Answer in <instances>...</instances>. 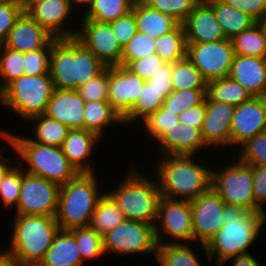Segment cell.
Instances as JSON below:
<instances>
[{"label":"cell","instance_id":"7a4b0ae2","mask_svg":"<svg viewBox=\"0 0 266 266\" xmlns=\"http://www.w3.org/2000/svg\"><path fill=\"white\" fill-rule=\"evenodd\" d=\"M106 67L75 37L55 39L51 44L49 73L55 89L77 90Z\"/></svg>","mask_w":266,"mask_h":266},{"label":"cell","instance_id":"cb8c5ba5","mask_svg":"<svg viewBox=\"0 0 266 266\" xmlns=\"http://www.w3.org/2000/svg\"><path fill=\"white\" fill-rule=\"evenodd\" d=\"M228 77L253 97H266V58L235 55Z\"/></svg>","mask_w":266,"mask_h":266},{"label":"cell","instance_id":"bcb514c9","mask_svg":"<svg viewBox=\"0 0 266 266\" xmlns=\"http://www.w3.org/2000/svg\"><path fill=\"white\" fill-rule=\"evenodd\" d=\"M177 123H179L178 115L161 107L142 121V127L143 132L154 141L167 129L177 126Z\"/></svg>","mask_w":266,"mask_h":266},{"label":"cell","instance_id":"6125c7cd","mask_svg":"<svg viewBox=\"0 0 266 266\" xmlns=\"http://www.w3.org/2000/svg\"><path fill=\"white\" fill-rule=\"evenodd\" d=\"M47 0H22V5H35L38 3H43Z\"/></svg>","mask_w":266,"mask_h":266},{"label":"cell","instance_id":"681fc988","mask_svg":"<svg viewBox=\"0 0 266 266\" xmlns=\"http://www.w3.org/2000/svg\"><path fill=\"white\" fill-rule=\"evenodd\" d=\"M24 12L22 4L0 1V45H3L17 19Z\"/></svg>","mask_w":266,"mask_h":266},{"label":"cell","instance_id":"7c38bea8","mask_svg":"<svg viewBox=\"0 0 266 266\" xmlns=\"http://www.w3.org/2000/svg\"><path fill=\"white\" fill-rule=\"evenodd\" d=\"M60 185L24 171L14 215L56 217Z\"/></svg>","mask_w":266,"mask_h":266},{"label":"cell","instance_id":"9f6ffc18","mask_svg":"<svg viewBox=\"0 0 266 266\" xmlns=\"http://www.w3.org/2000/svg\"><path fill=\"white\" fill-rule=\"evenodd\" d=\"M206 113V99L199 105H194L184 110L178 115L180 123L192 126L194 128H202L204 117Z\"/></svg>","mask_w":266,"mask_h":266},{"label":"cell","instance_id":"f5cc1de1","mask_svg":"<svg viewBox=\"0 0 266 266\" xmlns=\"http://www.w3.org/2000/svg\"><path fill=\"white\" fill-rule=\"evenodd\" d=\"M172 63H165L146 80L153 89L166 99L174 90L172 87Z\"/></svg>","mask_w":266,"mask_h":266},{"label":"cell","instance_id":"4dcf8cb0","mask_svg":"<svg viewBox=\"0 0 266 266\" xmlns=\"http://www.w3.org/2000/svg\"><path fill=\"white\" fill-rule=\"evenodd\" d=\"M206 96L211 101L227 103L234 107L253 97L241 84L229 77L209 81Z\"/></svg>","mask_w":266,"mask_h":266},{"label":"cell","instance_id":"5bb4252c","mask_svg":"<svg viewBox=\"0 0 266 266\" xmlns=\"http://www.w3.org/2000/svg\"><path fill=\"white\" fill-rule=\"evenodd\" d=\"M234 57L235 53L230 39L187 43V58L208 82L228 77Z\"/></svg>","mask_w":266,"mask_h":266},{"label":"cell","instance_id":"3957f363","mask_svg":"<svg viewBox=\"0 0 266 266\" xmlns=\"http://www.w3.org/2000/svg\"><path fill=\"white\" fill-rule=\"evenodd\" d=\"M264 225L266 226L265 213L231 209L221 229L206 245L201 244L207 262L214 264L212 258L215 257L213 266H220L231 257L250 253L251 245L256 244V240L262 235Z\"/></svg>","mask_w":266,"mask_h":266},{"label":"cell","instance_id":"ac0fdd59","mask_svg":"<svg viewBox=\"0 0 266 266\" xmlns=\"http://www.w3.org/2000/svg\"><path fill=\"white\" fill-rule=\"evenodd\" d=\"M263 132H266V97H252L235 108L230 127L232 148H239Z\"/></svg>","mask_w":266,"mask_h":266},{"label":"cell","instance_id":"7dc6e473","mask_svg":"<svg viewBox=\"0 0 266 266\" xmlns=\"http://www.w3.org/2000/svg\"><path fill=\"white\" fill-rule=\"evenodd\" d=\"M77 91L85 102L108 101V66Z\"/></svg>","mask_w":266,"mask_h":266},{"label":"cell","instance_id":"ba28073f","mask_svg":"<svg viewBox=\"0 0 266 266\" xmlns=\"http://www.w3.org/2000/svg\"><path fill=\"white\" fill-rule=\"evenodd\" d=\"M54 90L50 74H23L0 92V105L26 122L31 117L44 114Z\"/></svg>","mask_w":266,"mask_h":266},{"label":"cell","instance_id":"8992f818","mask_svg":"<svg viewBox=\"0 0 266 266\" xmlns=\"http://www.w3.org/2000/svg\"><path fill=\"white\" fill-rule=\"evenodd\" d=\"M12 222L10 245L4 249L20 266H38L60 230L56 217L15 215Z\"/></svg>","mask_w":266,"mask_h":266},{"label":"cell","instance_id":"8d00e7d4","mask_svg":"<svg viewBox=\"0 0 266 266\" xmlns=\"http://www.w3.org/2000/svg\"><path fill=\"white\" fill-rule=\"evenodd\" d=\"M173 90L207 89L208 81L187 58V56L172 64Z\"/></svg>","mask_w":266,"mask_h":266},{"label":"cell","instance_id":"836d02e7","mask_svg":"<svg viewBox=\"0 0 266 266\" xmlns=\"http://www.w3.org/2000/svg\"><path fill=\"white\" fill-rule=\"evenodd\" d=\"M125 217L114 201L104 192L98 201L89 223V227L103 236L125 221Z\"/></svg>","mask_w":266,"mask_h":266},{"label":"cell","instance_id":"91938a15","mask_svg":"<svg viewBox=\"0 0 266 266\" xmlns=\"http://www.w3.org/2000/svg\"><path fill=\"white\" fill-rule=\"evenodd\" d=\"M0 266H20L18 261L6 250L0 252Z\"/></svg>","mask_w":266,"mask_h":266},{"label":"cell","instance_id":"603a6c76","mask_svg":"<svg viewBox=\"0 0 266 266\" xmlns=\"http://www.w3.org/2000/svg\"><path fill=\"white\" fill-rule=\"evenodd\" d=\"M84 99L77 90L55 89L44 115L53 118L69 129H84Z\"/></svg>","mask_w":266,"mask_h":266},{"label":"cell","instance_id":"277c9868","mask_svg":"<svg viewBox=\"0 0 266 266\" xmlns=\"http://www.w3.org/2000/svg\"><path fill=\"white\" fill-rule=\"evenodd\" d=\"M0 135L2 140L16 151L17 162L23 171L29 174L40 176L60 186L79 174L63 154L61 147L35 143L28 136L15 135L7 129H0Z\"/></svg>","mask_w":266,"mask_h":266},{"label":"cell","instance_id":"f1b7e54d","mask_svg":"<svg viewBox=\"0 0 266 266\" xmlns=\"http://www.w3.org/2000/svg\"><path fill=\"white\" fill-rule=\"evenodd\" d=\"M84 129L104 137V132L114 124L124 125L121 116L113 109L109 101L85 102L83 109Z\"/></svg>","mask_w":266,"mask_h":266},{"label":"cell","instance_id":"f907efd6","mask_svg":"<svg viewBox=\"0 0 266 266\" xmlns=\"http://www.w3.org/2000/svg\"><path fill=\"white\" fill-rule=\"evenodd\" d=\"M115 38L123 48L137 33L135 13L130 11L127 15L119 17L109 23Z\"/></svg>","mask_w":266,"mask_h":266},{"label":"cell","instance_id":"d6986e66","mask_svg":"<svg viewBox=\"0 0 266 266\" xmlns=\"http://www.w3.org/2000/svg\"><path fill=\"white\" fill-rule=\"evenodd\" d=\"M206 113L201 128L206 145L216 149L231 147L230 127L235 108L227 103L211 101L206 96ZM224 147V148H223Z\"/></svg>","mask_w":266,"mask_h":266},{"label":"cell","instance_id":"74e56055","mask_svg":"<svg viewBox=\"0 0 266 266\" xmlns=\"http://www.w3.org/2000/svg\"><path fill=\"white\" fill-rule=\"evenodd\" d=\"M162 93L157 92L151 85L145 81L137 102L133 105L132 110L123 118L124 124H131L134 121L142 122L150 114L156 112L162 107L164 102Z\"/></svg>","mask_w":266,"mask_h":266},{"label":"cell","instance_id":"c3c4849f","mask_svg":"<svg viewBox=\"0 0 266 266\" xmlns=\"http://www.w3.org/2000/svg\"><path fill=\"white\" fill-rule=\"evenodd\" d=\"M51 49H38L24 53V74L36 76L49 73Z\"/></svg>","mask_w":266,"mask_h":266},{"label":"cell","instance_id":"6da1fadb","mask_svg":"<svg viewBox=\"0 0 266 266\" xmlns=\"http://www.w3.org/2000/svg\"><path fill=\"white\" fill-rule=\"evenodd\" d=\"M161 156L154 170L161 196L192 201L211 188L213 166L199 163L196 155Z\"/></svg>","mask_w":266,"mask_h":266},{"label":"cell","instance_id":"2e32d148","mask_svg":"<svg viewBox=\"0 0 266 266\" xmlns=\"http://www.w3.org/2000/svg\"><path fill=\"white\" fill-rule=\"evenodd\" d=\"M22 7L24 12L56 39L76 36L78 30L75 28L76 24H67L73 12H76L73 11L75 9L70 0H47L35 5H22Z\"/></svg>","mask_w":266,"mask_h":266},{"label":"cell","instance_id":"7402d4cb","mask_svg":"<svg viewBox=\"0 0 266 266\" xmlns=\"http://www.w3.org/2000/svg\"><path fill=\"white\" fill-rule=\"evenodd\" d=\"M187 43L215 42L226 39L213 8L201 0L183 23Z\"/></svg>","mask_w":266,"mask_h":266},{"label":"cell","instance_id":"ab89813d","mask_svg":"<svg viewBox=\"0 0 266 266\" xmlns=\"http://www.w3.org/2000/svg\"><path fill=\"white\" fill-rule=\"evenodd\" d=\"M75 237L79 246L82 261L86 263V259H94L105 255L103 249V236L98 234L92 228L75 227L69 230Z\"/></svg>","mask_w":266,"mask_h":266},{"label":"cell","instance_id":"11a10c76","mask_svg":"<svg viewBox=\"0 0 266 266\" xmlns=\"http://www.w3.org/2000/svg\"><path fill=\"white\" fill-rule=\"evenodd\" d=\"M252 190L255 204L266 214V165L253 166Z\"/></svg>","mask_w":266,"mask_h":266},{"label":"cell","instance_id":"b9f144b4","mask_svg":"<svg viewBox=\"0 0 266 266\" xmlns=\"http://www.w3.org/2000/svg\"><path fill=\"white\" fill-rule=\"evenodd\" d=\"M24 171L17 162L5 175L0 184V200L6 209L17 208ZM8 207V208H7Z\"/></svg>","mask_w":266,"mask_h":266},{"label":"cell","instance_id":"ee69618b","mask_svg":"<svg viewBox=\"0 0 266 266\" xmlns=\"http://www.w3.org/2000/svg\"><path fill=\"white\" fill-rule=\"evenodd\" d=\"M201 0H149L146 4L183 24Z\"/></svg>","mask_w":266,"mask_h":266},{"label":"cell","instance_id":"e0dca14e","mask_svg":"<svg viewBox=\"0 0 266 266\" xmlns=\"http://www.w3.org/2000/svg\"><path fill=\"white\" fill-rule=\"evenodd\" d=\"M144 83L125 65L108 66V101L122 119L137 102Z\"/></svg>","mask_w":266,"mask_h":266},{"label":"cell","instance_id":"7bdbcfd3","mask_svg":"<svg viewBox=\"0 0 266 266\" xmlns=\"http://www.w3.org/2000/svg\"><path fill=\"white\" fill-rule=\"evenodd\" d=\"M156 38L137 32L123 47L121 65H127L131 60L143 58L156 52Z\"/></svg>","mask_w":266,"mask_h":266},{"label":"cell","instance_id":"6f0895ef","mask_svg":"<svg viewBox=\"0 0 266 266\" xmlns=\"http://www.w3.org/2000/svg\"><path fill=\"white\" fill-rule=\"evenodd\" d=\"M226 262L231 263V266H264V264L253 257L251 253L231 257L225 260L220 266H224Z\"/></svg>","mask_w":266,"mask_h":266},{"label":"cell","instance_id":"f35d334b","mask_svg":"<svg viewBox=\"0 0 266 266\" xmlns=\"http://www.w3.org/2000/svg\"><path fill=\"white\" fill-rule=\"evenodd\" d=\"M24 74V53L0 45V92Z\"/></svg>","mask_w":266,"mask_h":266},{"label":"cell","instance_id":"e575fe53","mask_svg":"<svg viewBox=\"0 0 266 266\" xmlns=\"http://www.w3.org/2000/svg\"><path fill=\"white\" fill-rule=\"evenodd\" d=\"M156 54L166 63H174L187 56V41L183 24L174 31L156 38Z\"/></svg>","mask_w":266,"mask_h":266},{"label":"cell","instance_id":"5b68a950","mask_svg":"<svg viewBox=\"0 0 266 266\" xmlns=\"http://www.w3.org/2000/svg\"><path fill=\"white\" fill-rule=\"evenodd\" d=\"M128 173L106 194L122 211L128 221L155 225L161 196L156 176L148 178L130 167ZM151 179V180H150Z\"/></svg>","mask_w":266,"mask_h":266},{"label":"cell","instance_id":"db71d44e","mask_svg":"<svg viewBox=\"0 0 266 266\" xmlns=\"http://www.w3.org/2000/svg\"><path fill=\"white\" fill-rule=\"evenodd\" d=\"M250 15L257 22L266 18V0H222Z\"/></svg>","mask_w":266,"mask_h":266},{"label":"cell","instance_id":"be15d7a7","mask_svg":"<svg viewBox=\"0 0 266 266\" xmlns=\"http://www.w3.org/2000/svg\"><path fill=\"white\" fill-rule=\"evenodd\" d=\"M261 26L262 32L264 34L265 42H266V18L263 20L258 21Z\"/></svg>","mask_w":266,"mask_h":266},{"label":"cell","instance_id":"03108f58","mask_svg":"<svg viewBox=\"0 0 266 266\" xmlns=\"http://www.w3.org/2000/svg\"><path fill=\"white\" fill-rule=\"evenodd\" d=\"M0 1H4V2H14V3H22V0H0Z\"/></svg>","mask_w":266,"mask_h":266},{"label":"cell","instance_id":"e7e4bbea","mask_svg":"<svg viewBox=\"0 0 266 266\" xmlns=\"http://www.w3.org/2000/svg\"><path fill=\"white\" fill-rule=\"evenodd\" d=\"M129 1L134 6L137 4H146L149 0H129Z\"/></svg>","mask_w":266,"mask_h":266},{"label":"cell","instance_id":"4316f807","mask_svg":"<svg viewBox=\"0 0 266 266\" xmlns=\"http://www.w3.org/2000/svg\"><path fill=\"white\" fill-rule=\"evenodd\" d=\"M132 11L135 13L137 32L153 38L166 35L180 25L174 18L151 8L147 4L134 5Z\"/></svg>","mask_w":266,"mask_h":266},{"label":"cell","instance_id":"680465c9","mask_svg":"<svg viewBox=\"0 0 266 266\" xmlns=\"http://www.w3.org/2000/svg\"><path fill=\"white\" fill-rule=\"evenodd\" d=\"M4 148L5 147H3L2 146V149H0V184H1V182L3 181V178H4V175L15 165V164H17V159L16 158H14V160H13V158H7V157H5L4 155L5 154H3V151H4ZM12 160H13V162H12ZM14 163V164H13Z\"/></svg>","mask_w":266,"mask_h":266},{"label":"cell","instance_id":"30bf717a","mask_svg":"<svg viewBox=\"0 0 266 266\" xmlns=\"http://www.w3.org/2000/svg\"><path fill=\"white\" fill-rule=\"evenodd\" d=\"M105 255H152L156 256L157 242L154 226L125 220L103 235Z\"/></svg>","mask_w":266,"mask_h":266},{"label":"cell","instance_id":"d6a6232c","mask_svg":"<svg viewBox=\"0 0 266 266\" xmlns=\"http://www.w3.org/2000/svg\"><path fill=\"white\" fill-rule=\"evenodd\" d=\"M132 7L129 0H93L79 19L110 23L127 15Z\"/></svg>","mask_w":266,"mask_h":266},{"label":"cell","instance_id":"d590c367","mask_svg":"<svg viewBox=\"0 0 266 266\" xmlns=\"http://www.w3.org/2000/svg\"><path fill=\"white\" fill-rule=\"evenodd\" d=\"M231 41L235 55L266 58V42L258 22Z\"/></svg>","mask_w":266,"mask_h":266},{"label":"cell","instance_id":"f546056e","mask_svg":"<svg viewBox=\"0 0 266 266\" xmlns=\"http://www.w3.org/2000/svg\"><path fill=\"white\" fill-rule=\"evenodd\" d=\"M190 244V242L157 244L155 260L159 266H203L202 260L195 252L198 251L196 245Z\"/></svg>","mask_w":266,"mask_h":266},{"label":"cell","instance_id":"9a60e30c","mask_svg":"<svg viewBox=\"0 0 266 266\" xmlns=\"http://www.w3.org/2000/svg\"><path fill=\"white\" fill-rule=\"evenodd\" d=\"M75 38L88 48L104 65L121 64L123 48L118 43L109 23L79 20ZM81 26V27H80Z\"/></svg>","mask_w":266,"mask_h":266},{"label":"cell","instance_id":"816d5d0a","mask_svg":"<svg viewBox=\"0 0 266 266\" xmlns=\"http://www.w3.org/2000/svg\"><path fill=\"white\" fill-rule=\"evenodd\" d=\"M165 63L159 55L154 53L140 59L131 60L126 67L146 81Z\"/></svg>","mask_w":266,"mask_h":266},{"label":"cell","instance_id":"4fadbf2b","mask_svg":"<svg viewBox=\"0 0 266 266\" xmlns=\"http://www.w3.org/2000/svg\"><path fill=\"white\" fill-rule=\"evenodd\" d=\"M193 243L207 244L224 225L231 210L224 200L210 188L191 201ZM197 241V242H196Z\"/></svg>","mask_w":266,"mask_h":266},{"label":"cell","instance_id":"94428289","mask_svg":"<svg viewBox=\"0 0 266 266\" xmlns=\"http://www.w3.org/2000/svg\"><path fill=\"white\" fill-rule=\"evenodd\" d=\"M70 1H71L73 8L75 9V11L79 9L77 7L83 8L82 9L83 11L81 10V12L79 13V15H80L82 12H84V10H86L88 8V6L92 3L93 0H70ZM75 6H77V7H75ZM84 7H85V9H84Z\"/></svg>","mask_w":266,"mask_h":266},{"label":"cell","instance_id":"52a82bcc","mask_svg":"<svg viewBox=\"0 0 266 266\" xmlns=\"http://www.w3.org/2000/svg\"><path fill=\"white\" fill-rule=\"evenodd\" d=\"M97 179L95 173H79L61 185L56 215L60 229L89 226L97 203L104 195Z\"/></svg>","mask_w":266,"mask_h":266},{"label":"cell","instance_id":"60d3db41","mask_svg":"<svg viewBox=\"0 0 266 266\" xmlns=\"http://www.w3.org/2000/svg\"><path fill=\"white\" fill-rule=\"evenodd\" d=\"M207 89L174 90L163 102L162 108L177 115L184 110L201 104L206 98Z\"/></svg>","mask_w":266,"mask_h":266},{"label":"cell","instance_id":"44dd1931","mask_svg":"<svg viewBox=\"0 0 266 266\" xmlns=\"http://www.w3.org/2000/svg\"><path fill=\"white\" fill-rule=\"evenodd\" d=\"M55 39L45 28L23 12L3 45L9 49L27 53L32 50L51 49Z\"/></svg>","mask_w":266,"mask_h":266},{"label":"cell","instance_id":"ffe728a7","mask_svg":"<svg viewBox=\"0 0 266 266\" xmlns=\"http://www.w3.org/2000/svg\"><path fill=\"white\" fill-rule=\"evenodd\" d=\"M161 155H198L200 150L209 148L202 136L201 129L184 123L167 129L156 140ZM198 153V154H197Z\"/></svg>","mask_w":266,"mask_h":266},{"label":"cell","instance_id":"f6af8a7d","mask_svg":"<svg viewBox=\"0 0 266 266\" xmlns=\"http://www.w3.org/2000/svg\"><path fill=\"white\" fill-rule=\"evenodd\" d=\"M237 158L251 166L266 165V132L247 140L240 146Z\"/></svg>","mask_w":266,"mask_h":266},{"label":"cell","instance_id":"83f0119b","mask_svg":"<svg viewBox=\"0 0 266 266\" xmlns=\"http://www.w3.org/2000/svg\"><path fill=\"white\" fill-rule=\"evenodd\" d=\"M205 1L213 8L226 39L232 40L242 31L251 28L257 23L247 13L224 3L222 0Z\"/></svg>","mask_w":266,"mask_h":266},{"label":"cell","instance_id":"484cf974","mask_svg":"<svg viewBox=\"0 0 266 266\" xmlns=\"http://www.w3.org/2000/svg\"><path fill=\"white\" fill-rule=\"evenodd\" d=\"M84 264L74 235L60 229L38 266H86Z\"/></svg>","mask_w":266,"mask_h":266},{"label":"cell","instance_id":"d4e9b609","mask_svg":"<svg viewBox=\"0 0 266 266\" xmlns=\"http://www.w3.org/2000/svg\"><path fill=\"white\" fill-rule=\"evenodd\" d=\"M100 140L97 134L85 129H70L61 149L79 173H96L89 160Z\"/></svg>","mask_w":266,"mask_h":266},{"label":"cell","instance_id":"1f68e13d","mask_svg":"<svg viewBox=\"0 0 266 266\" xmlns=\"http://www.w3.org/2000/svg\"><path fill=\"white\" fill-rule=\"evenodd\" d=\"M29 122H31L32 125L34 123L36 124L32 129L33 134H31L34 135V137L31 136L28 138L35 143L45 145L61 147L70 130L64 124L44 114L31 117L25 123Z\"/></svg>","mask_w":266,"mask_h":266},{"label":"cell","instance_id":"9c48e42d","mask_svg":"<svg viewBox=\"0 0 266 266\" xmlns=\"http://www.w3.org/2000/svg\"><path fill=\"white\" fill-rule=\"evenodd\" d=\"M234 156L230 158L233 159L230 160L232 162L225 163L222 168L213 165L211 188L230 209L264 213L254 201L253 166L242 162L236 155Z\"/></svg>","mask_w":266,"mask_h":266},{"label":"cell","instance_id":"8fae6325","mask_svg":"<svg viewBox=\"0 0 266 266\" xmlns=\"http://www.w3.org/2000/svg\"><path fill=\"white\" fill-rule=\"evenodd\" d=\"M154 230L157 244L189 242L193 244L191 201L162 196Z\"/></svg>","mask_w":266,"mask_h":266}]
</instances>
